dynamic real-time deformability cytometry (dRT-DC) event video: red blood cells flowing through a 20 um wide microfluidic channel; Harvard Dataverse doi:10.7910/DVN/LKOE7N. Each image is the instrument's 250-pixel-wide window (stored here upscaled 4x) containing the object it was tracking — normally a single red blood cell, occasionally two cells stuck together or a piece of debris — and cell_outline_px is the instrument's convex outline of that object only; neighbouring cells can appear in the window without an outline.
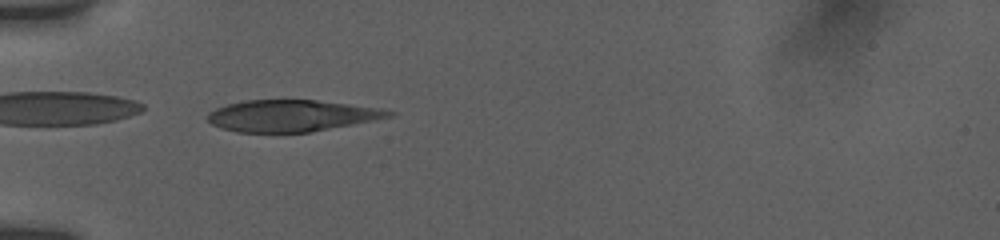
{"species": "human", "species_latin": "Homo sapiens", "temperature_condition": "room temperature", "stored_images_in_passage": 37, "camera_frame_rate_fps": 3000, "um_per_image_px": 0.085, "donor": {"sex": "female"}, "frame": {"image": 1, "passage_image": 1, "time_ms": 0.0, "image_size_px": [1000, 240], "cell_outline_px": [[396, 112], [392, 116], [372, 120], [308, 132], [236, 132], [212, 124], [204, 116], [208, 112], [216, 108], [228, 104], [244, 100], [316, 100], [348, 104], [376, 108]], "centroid_in_image_um": [24.69, 9.83], "position_along_channel_um": 60.3, "area_um2": 32.83}}
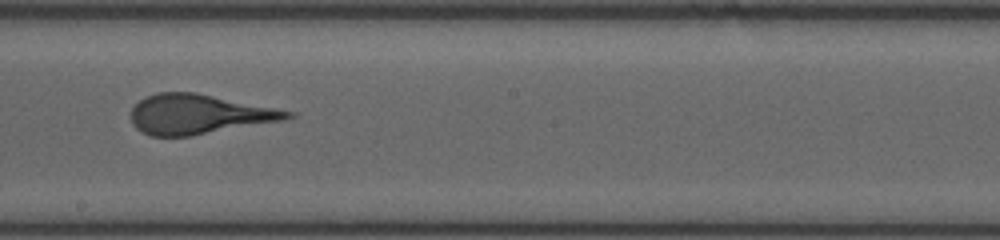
{"frame": {"image": 2, "passage_image": 15, "time_ms": 4.667, "image_size_px": [1000, 240], "cell_outline_px": [[296, 116], [284, 120], [188, 136], [148, 136], [140, 132], [132, 124], [132, 108], [144, 96], [156, 92], [196, 92], [296, 112]], "centroid_in_image_um": [16.88, 9.7], "position_along_channel_um": 231.3, "area_um2": 36.18}}
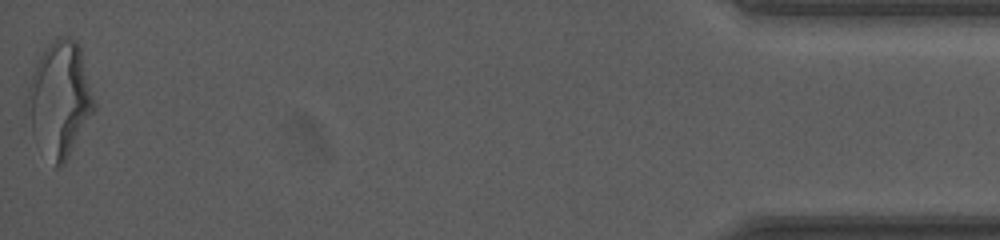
{"frame": {"image": 3, "passage_image": 37, "time_ms": 12.0, "image_size_px": [1000, 240], "cell_outline_px": [[96, 108], [64, 164], [60, 168], [56, 168], [32, 132], [24, 104], [24, 100], [32, 72], [44, 48], [56, 36], [68, 36], [76, 40], [80, 48], [96, 104]], "centroid_in_image_um": [5.06, 8.38], "position_along_channel_um": 430.1, "area_um2": 44.74}}